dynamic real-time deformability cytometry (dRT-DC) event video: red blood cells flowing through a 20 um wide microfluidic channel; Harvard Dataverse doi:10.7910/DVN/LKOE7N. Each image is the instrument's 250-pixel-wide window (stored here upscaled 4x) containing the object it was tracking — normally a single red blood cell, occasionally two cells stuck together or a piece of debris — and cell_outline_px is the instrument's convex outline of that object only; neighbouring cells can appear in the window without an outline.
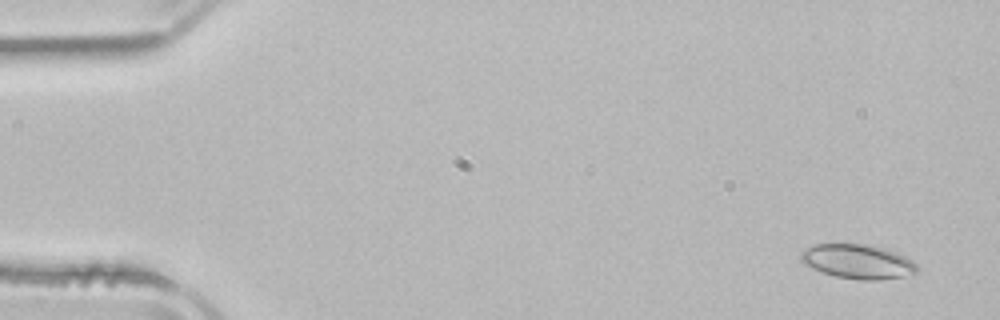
{"species": "common noctule bat (a hibernating species)", "species_latin": "Nyctalus noctula", "temperature_condition": "room temperature", "stored_images_in_passage": 52, "camera_frame_rate_fps": 3000, "um_per_image_px": 0.085, "animal": {"sex": "male", "body_mass_g": 21.5, "forearm_length_mm": 52.0}, "frame": {"image": 1, "passage_image": 3, "time_ms": 0.667, "image_size_px": [1000, 320], "cell_outline_px": [[916, 272], [904, 276], [880, 280], [860, 280], [836, 276], [820, 272], [804, 264], [800, 260], [800, 252], [816, 244], [864, 244], [884, 248], [896, 252], [912, 260], [916, 264]], "centroid_in_image_um": [72.88, 22.23], "position_along_channel_um": 12.1, "area_um2": 23.18}}
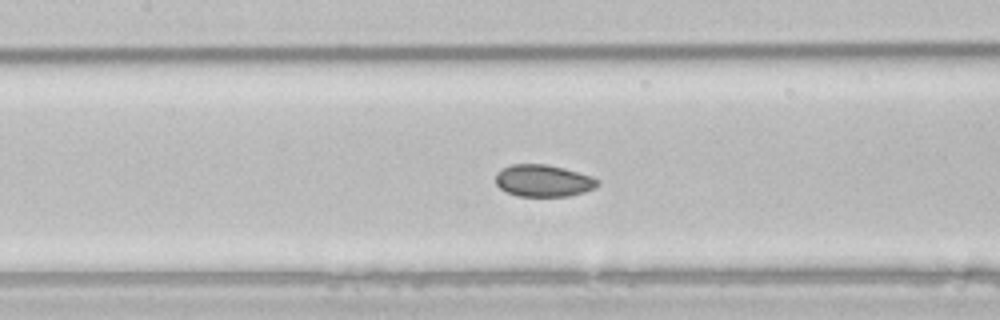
{"frame": {"image": 2, "passage_image": 24, "time_ms": 7.667, "image_size_px": [1000, 320], "cell_outline_px": [[600, 184], [596, 188], [584, 192], [568, 196], [516, 196], [500, 188], [496, 184], [496, 172], [512, 164], [548, 164], [564, 168], [592, 176], [600, 180]], "centroid_in_image_um": [46.22, 15.36], "position_along_channel_um": 161.2, "area_um2": 19.13}}
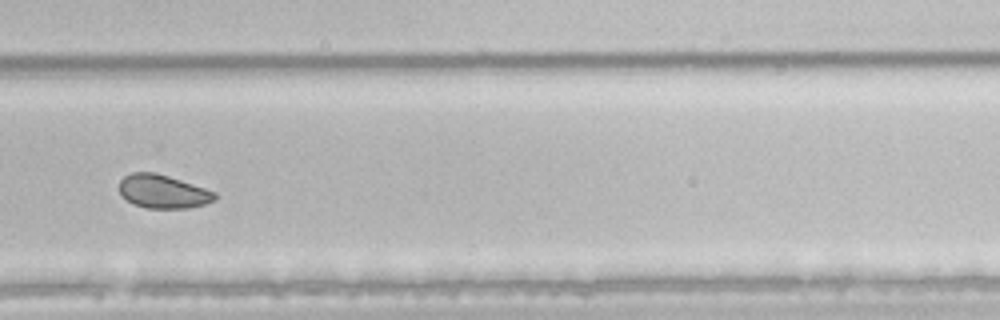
{"frame": {"image": 3, "passage_image": 36, "time_ms": 11.667, "image_size_px": [1000, 320], "cell_outline_px": [[216, 200], [204, 204], [188, 208], [144, 208], [132, 204], [120, 192], [120, 180], [124, 176], [132, 172], [156, 172], [216, 192]], "centroid_in_image_um": [13.85, 16.28], "position_along_channel_um": 316.0, "area_um2": 18.55}, "authors_computed_cell_mechanics": {"area_um2": 20.3167, "velocity_mm_per_s": 3.8916, "shape_relaxation_time_tau1_ms": 4.3089, "shape_relaxation_time_tau2_ms": 2.4682, "deformation_change_tau1": 0.0403, "deformation_change_tau2": 0.0476}}